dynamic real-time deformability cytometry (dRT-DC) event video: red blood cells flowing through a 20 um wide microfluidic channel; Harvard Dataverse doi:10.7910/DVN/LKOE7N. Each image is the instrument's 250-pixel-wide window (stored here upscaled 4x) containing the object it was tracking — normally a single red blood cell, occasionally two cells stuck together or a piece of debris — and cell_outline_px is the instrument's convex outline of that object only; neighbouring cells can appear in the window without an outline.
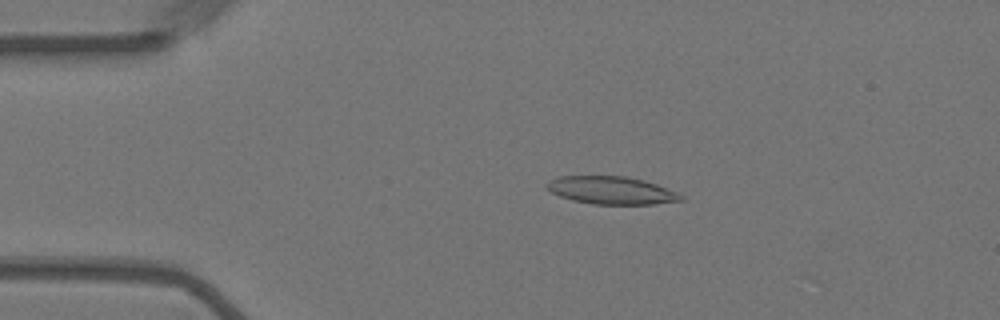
{"species": "Egyptian fruit bat (a non-hibernating species)", "species_latin": "Rousettus aegyptiacus", "temperature_condition": "warm", "stored_images_in_passage": 46, "camera_frame_rate_fps": 3000, "um_per_image_px": 0.085, "animal": {"sex": "female"}, "frame": {"image": 1, "passage_image": 11, "time_ms": 3.333, "image_size_px": [1000, 320], "cell_outline_px": [[684, 200], [656, 204], [592, 204], [572, 200], [560, 196], [552, 192], [544, 184], [548, 180], [560, 176], [624, 176], [644, 180], [656, 184], [676, 192], [684, 196]], "centroid_in_image_um": [51.96, 16.18], "position_along_channel_um": 33.0, "area_um2": 21.68}}
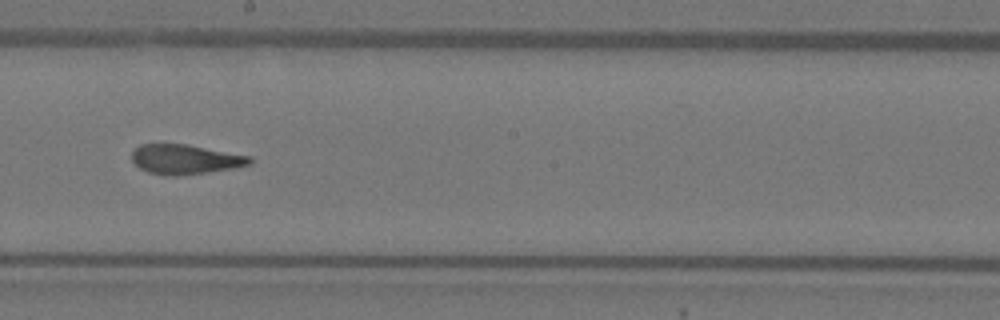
{"frame": {"image": 2, "passage_image": 31, "time_ms": 10.0, "image_size_px": [1000, 320], "cell_outline_px": [[252, 164], [236, 168], [208, 172], [176, 176], [168, 176], [148, 172], [140, 168], [132, 160], [132, 152], [140, 144], [188, 144], [252, 156]], "centroid_in_image_um": [15.79, 13.54], "position_along_channel_um": 232.4, "area_um2": 20.58}}
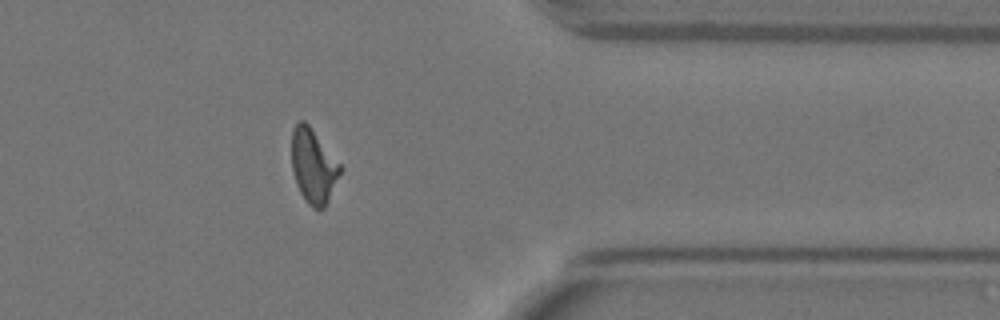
{"frame": {"image": 3, "passage_image": 45, "time_ms": 14.667, "image_size_px": [1000, 320], "cell_outline_px": [[344, 168], [324, 208], [320, 212], [312, 208], [308, 204], [300, 192], [296, 184], [292, 172], [292, 128], [300, 120], [304, 120], [308, 124]], "centroid_in_image_um": [26.64, 14.14], "position_along_channel_um": 384.8, "area_um2": 21.21}}